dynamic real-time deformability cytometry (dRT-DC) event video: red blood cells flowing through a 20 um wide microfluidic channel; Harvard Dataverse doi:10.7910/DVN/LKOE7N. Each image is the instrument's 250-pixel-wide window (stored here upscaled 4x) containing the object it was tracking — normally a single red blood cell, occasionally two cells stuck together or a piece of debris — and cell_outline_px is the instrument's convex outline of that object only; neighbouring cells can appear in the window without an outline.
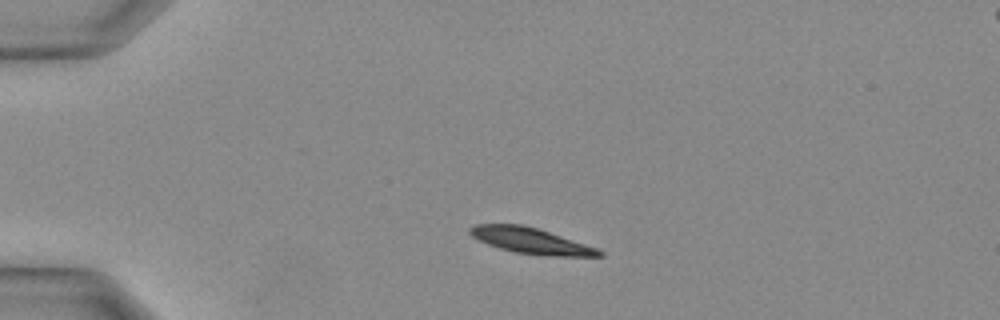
{"species": "Egyptian fruit bat (a non-hibernating species)", "species_latin": "Rousettus aegyptiacus", "temperature_condition": "warm", "stored_images_in_passage": 27, "camera_frame_rate_fps": 3000, "um_per_image_px": 0.085, "animal": {"sex": "female"}, "frame": {"image": 1, "passage_image": 1, "time_ms": 0.0, "image_size_px": [1000, 320], "cell_outline_px": [[604, 256], [552, 256], [516, 252], [500, 248], [488, 244], [472, 236], [468, 232], [468, 228], [476, 224], [520, 224], [536, 228], [596, 248], [604, 252]], "centroid_in_image_um": [45.09, 20.46], "position_along_channel_um": 39.9, "area_um2": 18.96}}
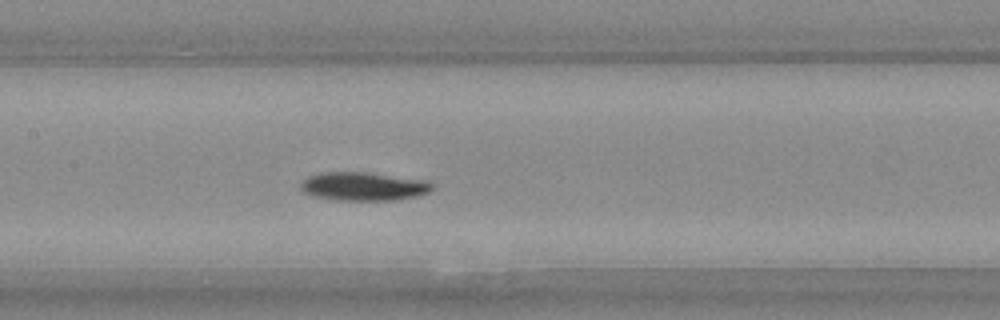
{"frame": {"image": 2, "passage_image": 10, "time_ms": 3.0, "image_size_px": [1000, 320], "cell_outline_px": [[432, 188], [428, 192], [416, 196], [396, 200], [336, 200], [316, 196], [304, 192], [300, 188], [300, 184], [308, 176], [320, 172], [364, 172], [420, 180], [432, 184]], "centroid_in_image_um": [30.83, 15.85], "position_along_channel_um": 176.6, "area_um2": 21.39}}
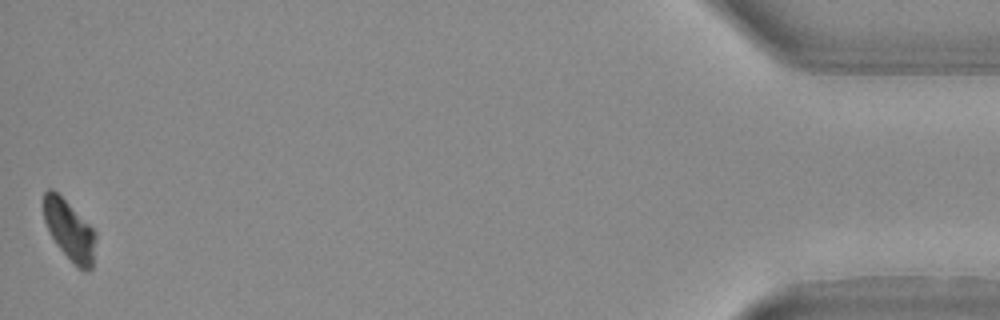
{"frame": {"image": 3, "passage_image": 27, "time_ms": 8.667, "image_size_px": [1000, 320], "cell_outline_px": [[96, 236], [92, 268], [84, 272], [76, 268], [56, 244], [44, 220], [44, 192], [48, 188], [52, 188], [96, 232]], "centroid_in_image_um": [5.91, 19.63], "position_along_channel_um": 429.3, "area_um2": 17.92}}